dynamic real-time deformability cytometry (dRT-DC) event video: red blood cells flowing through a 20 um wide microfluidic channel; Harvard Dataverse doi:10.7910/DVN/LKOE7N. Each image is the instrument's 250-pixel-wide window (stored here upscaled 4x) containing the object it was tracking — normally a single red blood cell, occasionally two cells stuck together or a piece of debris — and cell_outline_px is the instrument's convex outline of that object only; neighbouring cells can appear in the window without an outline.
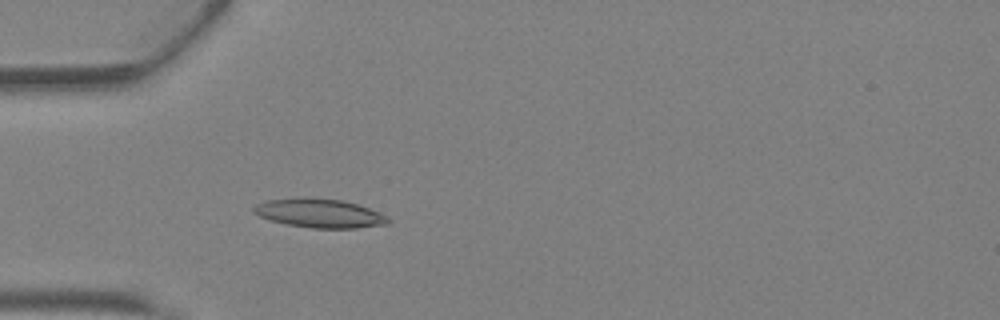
{"species": "Egyptian fruit bat (a non-hibernating species)", "species_latin": "Rousettus aegyptiacus", "temperature_condition": "warm", "stored_images_in_passage": 43, "camera_frame_rate_fps": 3000, "um_per_image_px": 0.085, "animal": {"sex": "female"}, "frame": {"image": 1, "passage_image": 14, "time_ms": 4.333, "image_size_px": [1000, 320], "cell_outline_px": [[388, 224], [356, 228], [312, 228], [288, 224], [272, 220], [260, 216], [252, 208], [256, 204], [268, 200], [300, 196], [312, 196], [344, 200], [368, 208], [388, 216]], "centroid_in_image_um": [27.17, 18.1], "position_along_channel_um": 57.8, "area_um2": 22.72}}
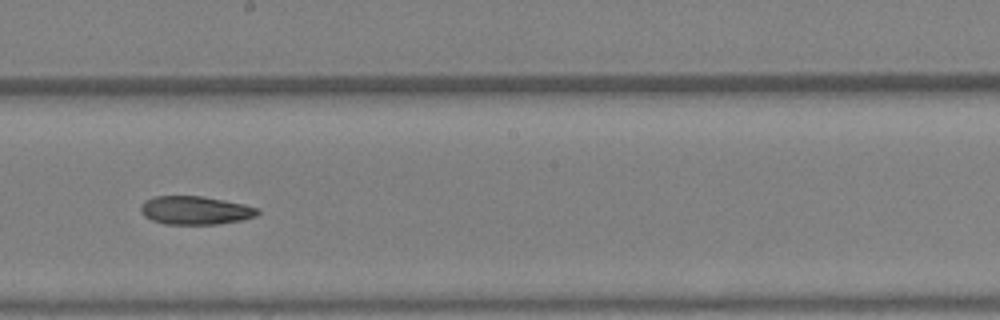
{"frame": {"image": 2, "passage_image": 25, "time_ms": 8.0, "image_size_px": [1000, 320], "cell_outline_px": [[260, 212], [256, 216], [240, 220], [216, 224], [164, 224], [152, 220], [144, 216], [140, 212], [140, 204], [144, 200], [156, 196], [200, 196], [224, 200], [244, 204], [260, 208]], "centroid_in_image_um": [16.58, 17.87], "position_along_channel_um": 231.6, "area_um2": 19.42}}
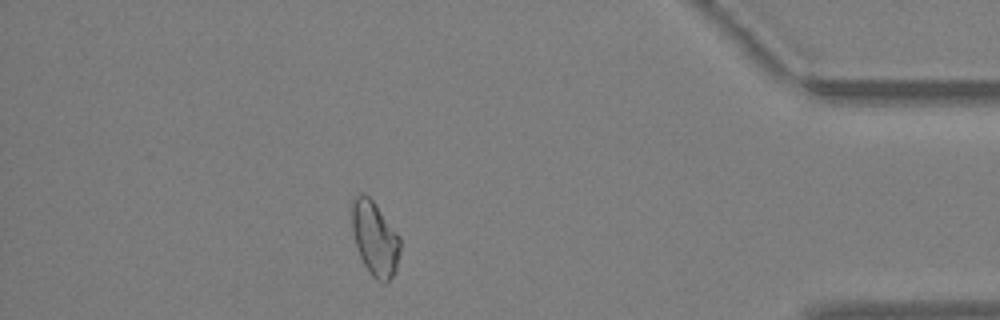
{"frame": {"image": 3, "passage_image": 38, "time_ms": 12.333, "image_size_px": [1000, 320], "cell_outline_px": [[400, 252], [396, 272], [384, 284], [376, 280], [372, 276], [364, 264], [360, 256], [356, 244], [352, 228], [352, 204], [356, 196], [360, 192], [364, 192], [372, 200], [400, 236]], "centroid_in_image_um": [31.88, 20.29], "position_along_channel_um": 403.3, "area_um2": 20.81}, "authors_computed_cell_mechanics": {"area_um2": 20.9236, "velocity_mm_per_s": 4.9151, "shape_relaxation_time_tau1_ms": null, "shape_relaxation_time_tau2_ms": 10.7587, "deformation_change_tau1": null, "deformation_change_tau2": 0.2257}}